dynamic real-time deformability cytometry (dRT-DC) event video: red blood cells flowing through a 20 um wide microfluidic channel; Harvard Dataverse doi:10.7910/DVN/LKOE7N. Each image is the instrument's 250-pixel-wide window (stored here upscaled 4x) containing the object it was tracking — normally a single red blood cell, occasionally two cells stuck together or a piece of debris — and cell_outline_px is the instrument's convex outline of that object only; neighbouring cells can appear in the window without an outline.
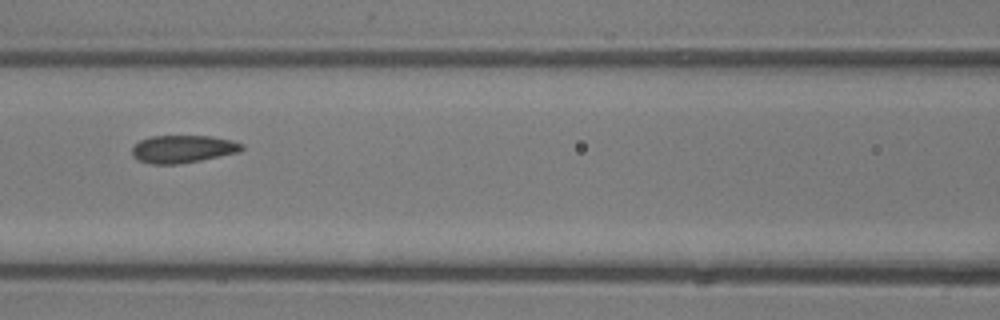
{"species": "common noctule bat (a hibernating species)", "species_latin": "Nyctalus noctula", "temperature_condition": "room temperature", "stored_images_in_passage": 6, "camera_frame_rate_fps": 3000, "um_per_image_px": 0.085, "animal": {"sex": "male", "body_mass_g": 13.3}, "frame": {"image": 1, "passage_image": 5, "time_ms": 5.667, "image_size_px": [1000, 320], "cell_outline_px": [[244, 148], [240, 152], [200, 160], [176, 164], [152, 164], [136, 160], [132, 156], [132, 148], [140, 140], [152, 136], [212, 136], [232, 140], [244, 144]], "centroid_in_image_um": [15.55, 12.66], "position_along_channel_um": 151.1, "area_um2": 17.74}}
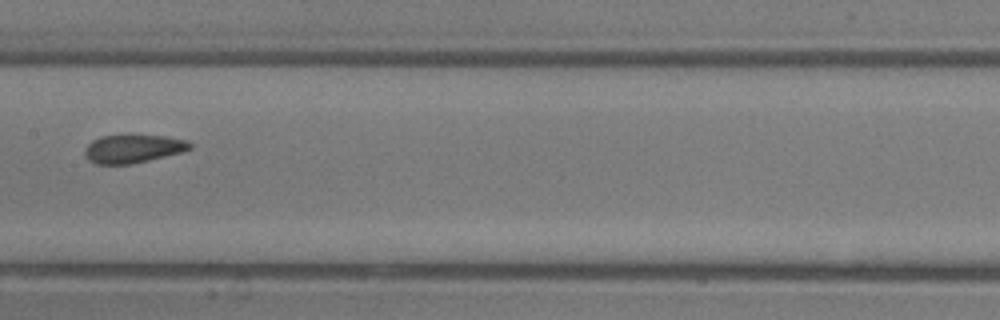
{"frame": {"image": 2, "passage_image": 6, "time_ms": 6.667, "image_size_px": [1000, 320], "cell_outline_px": [[192, 148], [180, 152], [132, 164], [96, 164], [88, 160], [84, 152], [88, 144], [92, 140], [100, 136], [128, 132], [164, 136], [188, 140], [192, 144]], "centroid_in_image_um": [11.29, 12.59], "position_along_channel_um": 196.1, "area_um2": 17.98}}